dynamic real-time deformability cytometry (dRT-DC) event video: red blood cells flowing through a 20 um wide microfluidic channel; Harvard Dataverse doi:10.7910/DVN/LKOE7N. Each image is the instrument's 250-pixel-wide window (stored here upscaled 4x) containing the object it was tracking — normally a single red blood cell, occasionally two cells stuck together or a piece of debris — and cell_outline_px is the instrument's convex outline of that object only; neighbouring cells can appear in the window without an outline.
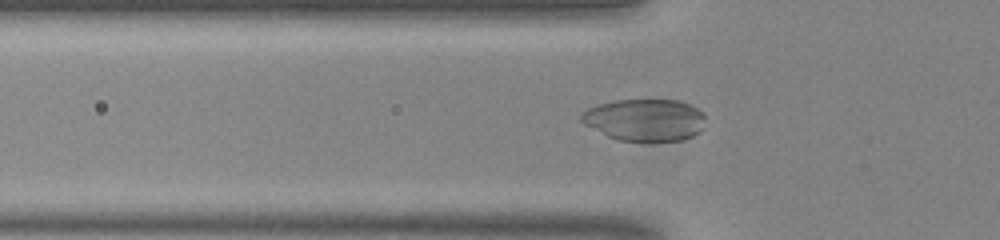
{"species": "common noctule bat (a hibernating species)", "species_latin": "Nyctalus noctula", "temperature_condition": "room temperature", "stored_images_in_passage": 54, "camera_frame_rate_fps": 3000, "um_per_image_px": 0.085, "animal": {"sex": "male", "body_mass_g": 20.0, "forearm_length_mm": 53.3}, "frame": {"image": 1, "passage_image": 18, "time_ms": 5.667, "image_size_px": [1000, 240], "cell_outline_px": [[704, 128], [700, 132], [692, 136], [680, 140], [616, 140], [584, 124], [580, 120], [580, 112], [588, 108], [612, 100], [676, 100], [688, 104], [704, 112]], "centroid_in_image_um": [54.8, 10.18], "position_along_channel_um": 71.0, "area_um2": 30.29}}
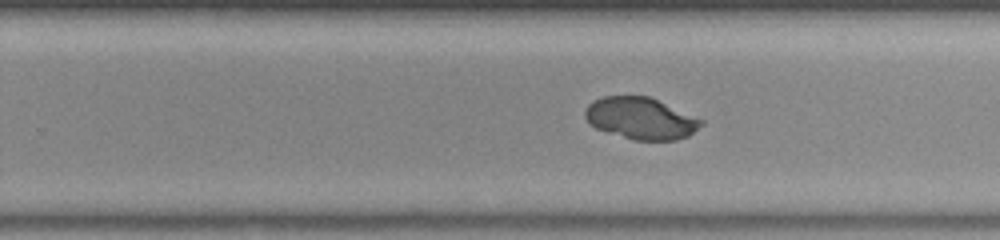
{"frame": {"image": 2, "passage_image": 34, "time_ms": 11.0, "image_size_px": [1000, 240], "cell_outline_px": [[704, 124], [688, 136], [676, 140], [636, 140], [608, 132], [596, 128], [584, 116], [584, 112], [588, 104], [592, 100], [604, 96], [648, 96], [704, 120]], "centroid_in_image_um": [54.47, 10.05], "position_along_channel_um": 275.3, "area_um2": 28.03}}
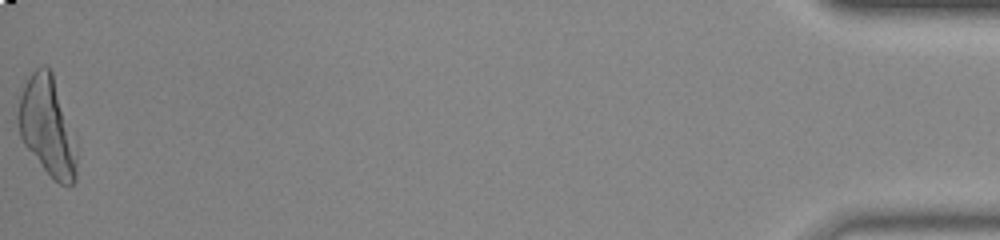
{"frame": {"image": 3, "passage_image": 54, "time_ms": 17.667, "image_size_px": [1000, 240], "cell_outline_px": [[76, 180], [72, 184], [60, 184], [44, 168], [24, 144], [20, 136], [16, 120], [16, 116], [20, 96], [24, 84], [32, 72], [36, 68], [44, 64], [52, 72], [76, 152]], "centroid_in_image_um": [3.96, 10.73], "position_along_channel_um": 431.2, "area_um2": 32.48}}